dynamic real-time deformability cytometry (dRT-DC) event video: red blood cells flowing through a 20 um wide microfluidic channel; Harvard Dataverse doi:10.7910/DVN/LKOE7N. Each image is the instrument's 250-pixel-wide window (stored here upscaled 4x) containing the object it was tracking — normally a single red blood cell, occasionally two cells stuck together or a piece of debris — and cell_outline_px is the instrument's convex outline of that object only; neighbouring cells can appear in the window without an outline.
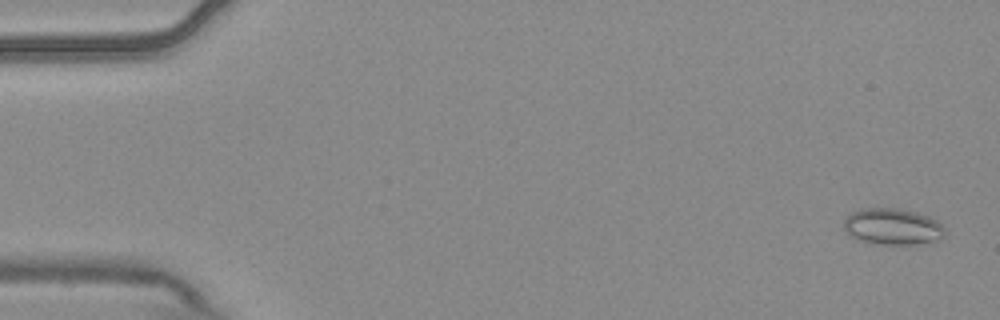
{"species": "common noctule bat (a hibernating species)", "species_latin": "Nyctalus noctula", "temperature_condition": "warm", "stored_images_in_passage": 6, "camera_frame_rate_fps": 3000, "um_per_image_px": 0.085, "animal": {"sex": "male", "body_mass_g": 20.4}, "frame": {"image": 1, "passage_image": 1, "time_ms": 0.0, "image_size_px": [1000, 320], "cell_outline_px": [[944, 236], [940, 240], [916, 244], [880, 244], [860, 240], [852, 236], [844, 228], [844, 220], [852, 212], [860, 208], [900, 208], [916, 212], [928, 216], [936, 220], [944, 228]], "centroid_in_image_um": [75.89, 19.25], "position_along_channel_um": 9.1, "area_um2": 21.33}}